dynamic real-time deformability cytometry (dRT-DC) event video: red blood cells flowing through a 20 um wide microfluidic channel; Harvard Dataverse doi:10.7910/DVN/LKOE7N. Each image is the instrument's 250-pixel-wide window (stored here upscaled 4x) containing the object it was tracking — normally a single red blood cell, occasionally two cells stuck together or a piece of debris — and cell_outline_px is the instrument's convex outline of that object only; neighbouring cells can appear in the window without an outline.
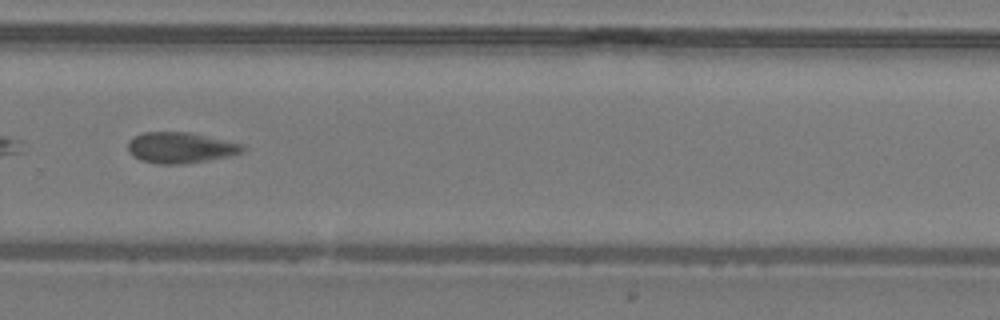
{"species": "common noctule bat (a hibernating species)", "species_latin": "Nyctalus noctula", "temperature_condition": "warm", "stored_images_in_passage": 27, "camera_frame_rate_fps": 3000, "um_per_image_px": 0.085, "animal": {"sex": "male", "body_mass_g": 19.2, "forearm_length_mm": 51.8}, "frame": {"image": 1, "passage_image": 20, "time_ms": 6.333, "image_size_px": [1000, 320], "cell_outline_px": [[244, 152], [228, 156], [208, 160], [184, 164], [156, 164], [140, 160], [132, 156], [128, 152], [128, 140], [132, 136], [144, 132], [188, 132], [240, 144], [244, 148]], "centroid_in_image_um": [15.25, 12.56], "position_along_channel_um": 314.6, "area_um2": 20.58}}